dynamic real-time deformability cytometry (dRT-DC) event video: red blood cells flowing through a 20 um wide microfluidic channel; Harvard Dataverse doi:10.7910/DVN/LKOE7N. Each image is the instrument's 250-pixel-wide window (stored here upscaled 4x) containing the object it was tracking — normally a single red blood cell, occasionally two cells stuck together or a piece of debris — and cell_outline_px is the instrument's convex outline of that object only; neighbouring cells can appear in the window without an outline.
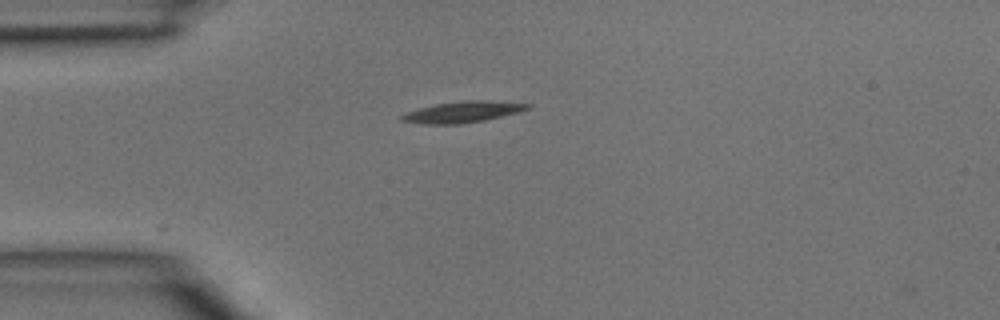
{"species": "common noctule bat (a hibernating species)", "species_latin": "Nyctalus noctula", "temperature_condition": "room temperature", "stored_images_in_passage": 3, "camera_frame_rate_fps": 3000, "um_per_image_px": 0.085, "animal": {"sex": "male", "body_mass_g": 15.6}, "frame": {"image": 1, "passage_image": 1, "time_ms": 0.0, "image_size_px": [1000, 320], "cell_outline_px": [[532, 108], [484, 120], [460, 124], [424, 124], [400, 120], [400, 116], [408, 112], [420, 108], [436, 104], [464, 100], [488, 100], [532, 104]], "centroid_in_image_um": [39.35, 9.51], "position_along_channel_um": 45.7, "area_um2": 15.32}}